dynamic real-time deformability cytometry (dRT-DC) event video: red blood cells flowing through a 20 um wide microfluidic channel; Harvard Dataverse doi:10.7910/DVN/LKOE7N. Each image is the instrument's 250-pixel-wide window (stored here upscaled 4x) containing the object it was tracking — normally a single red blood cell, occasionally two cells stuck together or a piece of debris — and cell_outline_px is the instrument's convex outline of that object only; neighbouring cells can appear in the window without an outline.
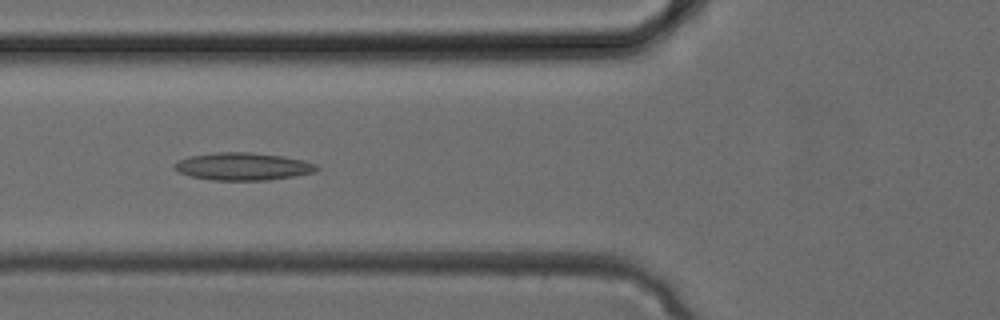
{"species": "common noctule bat (a hibernating species)", "species_latin": "Nyctalus noctula", "temperature_condition": "cold", "stored_images_in_passage": 29, "camera_frame_rate_fps": 3000, "um_per_image_px": 0.085, "animal": {"sex": "female", "body_mass_g": 24.6, "forearm_length_mm": 56.2}, "frame": {"image": 1, "passage_image": 8, "time_ms": 2.333, "image_size_px": [1000, 320], "cell_outline_px": [[320, 168], [316, 172], [268, 180], [212, 180], [192, 176], [180, 172], [172, 168], [180, 160], [188, 156], [212, 152], [248, 152], [284, 156], [304, 160], [316, 164]], "centroid_in_image_um": [20.67, 14.14], "position_along_channel_um": 105.1, "area_um2": 22.83}}
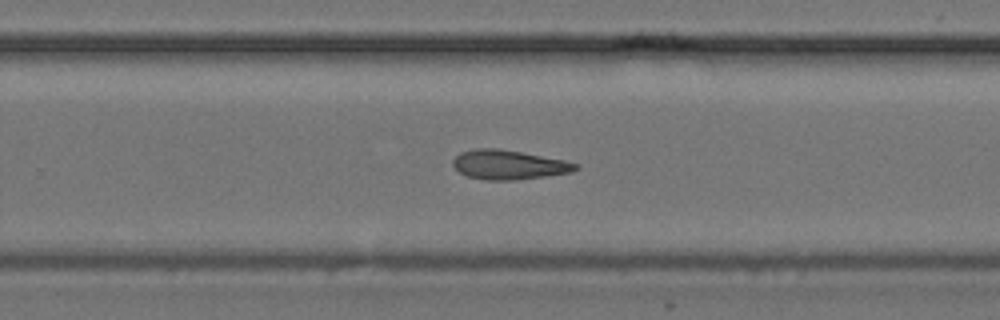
{"frame": {"image": 2, "passage_image": 17, "time_ms": 5.333, "image_size_px": [1000, 320], "cell_outline_px": [[580, 168], [572, 172], [544, 176], [512, 180], [488, 180], [468, 176], [460, 172], [452, 164], [452, 160], [460, 152], [476, 148], [500, 148], [564, 160], [580, 164]], "centroid_in_image_um": [43.25, 13.99], "position_along_channel_um": 286.5, "area_um2": 20.92}}
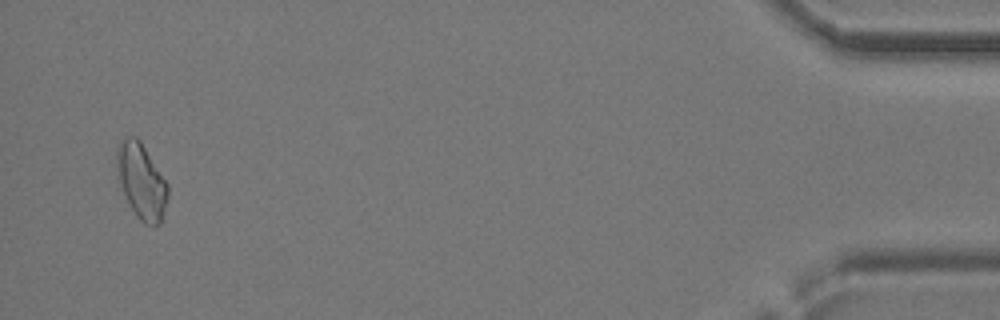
{"frame": {"image": 3, "passage_image": 28, "time_ms": 9.0, "image_size_px": [1000, 320], "cell_outline_px": [[168, 196], [160, 224], [152, 228], [144, 224], [136, 216], [120, 184], [116, 164], [116, 144], [120, 140], [128, 136], [136, 136], [140, 140], [168, 184]], "centroid_in_image_um": [12.02, 15.39], "position_along_channel_um": 423.2, "area_um2": 22.43}}